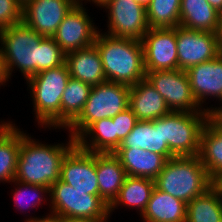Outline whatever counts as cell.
<instances>
[{
  "label": "cell",
  "instance_id": "cell-1",
  "mask_svg": "<svg viewBox=\"0 0 222 222\" xmlns=\"http://www.w3.org/2000/svg\"><path fill=\"white\" fill-rule=\"evenodd\" d=\"M69 142L54 145L42 144L21 131V146L14 180L48 188L59 180L65 155L76 145L69 135Z\"/></svg>",
  "mask_w": 222,
  "mask_h": 222
},
{
  "label": "cell",
  "instance_id": "cell-2",
  "mask_svg": "<svg viewBox=\"0 0 222 222\" xmlns=\"http://www.w3.org/2000/svg\"><path fill=\"white\" fill-rule=\"evenodd\" d=\"M94 44L107 81L133 86L146 78L140 40L113 37L99 31Z\"/></svg>",
  "mask_w": 222,
  "mask_h": 222
},
{
  "label": "cell",
  "instance_id": "cell-3",
  "mask_svg": "<svg viewBox=\"0 0 222 222\" xmlns=\"http://www.w3.org/2000/svg\"><path fill=\"white\" fill-rule=\"evenodd\" d=\"M154 181L158 190L186 204L215 184L199 156L170 158Z\"/></svg>",
  "mask_w": 222,
  "mask_h": 222
},
{
  "label": "cell",
  "instance_id": "cell-4",
  "mask_svg": "<svg viewBox=\"0 0 222 222\" xmlns=\"http://www.w3.org/2000/svg\"><path fill=\"white\" fill-rule=\"evenodd\" d=\"M70 77L65 63L26 80L29 84L36 121L41 127L61 128V97Z\"/></svg>",
  "mask_w": 222,
  "mask_h": 222
},
{
  "label": "cell",
  "instance_id": "cell-5",
  "mask_svg": "<svg viewBox=\"0 0 222 222\" xmlns=\"http://www.w3.org/2000/svg\"><path fill=\"white\" fill-rule=\"evenodd\" d=\"M130 86L106 81L92 86L79 116L66 128L77 140L94 122L115 117L129 107Z\"/></svg>",
  "mask_w": 222,
  "mask_h": 222
},
{
  "label": "cell",
  "instance_id": "cell-6",
  "mask_svg": "<svg viewBox=\"0 0 222 222\" xmlns=\"http://www.w3.org/2000/svg\"><path fill=\"white\" fill-rule=\"evenodd\" d=\"M43 38L23 22L0 30V48L8 79L16 68L25 80L37 74L39 43Z\"/></svg>",
  "mask_w": 222,
  "mask_h": 222
},
{
  "label": "cell",
  "instance_id": "cell-7",
  "mask_svg": "<svg viewBox=\"0 0 222 222\" xmlns=\"http://www.w3.org/2000/svg\"><path fill=\"white\" fill-rule=\"evenodd\" d=\"M210 117L207 111H171L162 117L163 142L175 157L198 156L201 132Z\"/></svg>",
  "mask_w": 222,
  "mask_h": 222
},
{
  "label": "cell",
  "instance_id": "cell-8",
  "mask_svg": "<svg viewBox=\"0 0 222 222\" xmlns=\"http://www.w3.org/2000/svg\"><path fill=\"white\" fill-rule=\"evenodd\" d=\"M49 197L50 214L60 219L108 220L110 217L109 206L100 196L77 190L61 180L51 186Z\"/></svg>",
  "mask_w": 222,
  "mask_h": 222
},
{
  "label": "cell",
  "instance_id": "cell-9",
  "mask_svg": "<svg viewBox=\"0 0 222 222\" xmlns=\"http://www.w3.org/2000/svg\"><path fill=\"white\" fill-rule=\"evenodd\" d=\"M146 79L164 98L170 111L200 112L201 109L193 95L186 71L165 70L146 72Z\"/></svg>",
  "mask_w": 222,
  "mask_h": 222
},
{
  "label": "cell",
  "instance_id": "cell-10",
  "mask_svg": "<svg viewBox=\"0 0 222 222\" xmlns=\"http://www.w3.org/2000/svg\"><path fill=\"white\" fill-rule=\"evenodd\" d=\"M101 8L108 12L105 34L141 40L149 30L146 8L134 0H110Z\"/></svg>",
  "mask_w": 222,
  "mask_h": 222
},
{
  "label": "cell",
  "instance_id": "cell-11",
  "mask_svg": "<svg viewBox=\"0 0 222 222\" xmlns=\"http://www.w3.org/2000/svg\"><path fill=\"white\" fill-rule=\"evenodd\" d=\"M178 69L212 60L222 53L216 33L176 27Z\"/></svg>",
  "mask_w": 222,
  "mask_h": 222
},
{
  "label": "cell",
  "instance_id": "cell-12",
  "mask_svg": "<svg viewBox=\"0 0 222 222\" xmlns=\"http://www.w3.org/2000/svg\"><path fill=\"white\" fill-rule=\"evenodd\" d=\"M140 41L146 72L178 69L176 27L149 28Z\"/></svg>",
  "mask_w": 222,
  "mask_h": 222
},
{
  "label": "cell",
  "instance_id": "cell-13",
  "mask_svg": "<svg viewBox=\"0 0 222 222\" xmlns=\"http://www.w3.org/2000/svg\"><path fill=\"white\" fill-rule=\"evenodd\" d=\"M82 3L71 9L52 37L66 54L93 45L99 32Z\"/></svg>",
  "mask_w": 222,
  "mask_h": 222
},
{
  "label": "cell",
  "instance_id": "cell-14",
  "mask_svg": "<svg viewBox=\"0 0 222 222\" xmlns=\"http://www.w3.org/2000/svg\"><path fill=\"white\" fill-rule=\"evenodd\" d=\"M77 3V0H30L23 6L22 22L44 37H53Z\"/></svg>",
  "mask_w": 222,
  "mask_h": 222
},
{
  "label": "cell",
  "instance_id": "cell-15",
  "mask_svg": "<svg viewBox=\"0 0 222 222\" xmlns=\"http://www.w3.org/2000/svg\"><path fill=\"white\" fill-rule=\"evenodd\" d=\"M59 180L77 190L99 196L96 153L85 151L76 144L62 161Z\"/></svg>",
  "mask_w": 222,
  "mask_h": 222
},
{
  "label": "cell",
  "instance_id": "cell-16",
  "mask_svg": "<svg viewBox=\"0 0 222 222\" xmlns=\"http://www.w3.org/2000/svg\"><path fill=\"white\" fill-rule=\"evenodd\" d=\"M195 100L201 109L209 98L222 103V53L216 58L190 67L186 70Z\"/></svg>",
  "mask_w": 222,
  "mask_h": 222
},
{
  "label": "cell",
  "instance_id": "cell-17",
  "mask_svg": "<svg viewBox=\"0 0 222 222\" xmlns=\"http://www.w3.org/2000/svg\"><path fill=\"white\" fill-rule=\"evenodd\" d=\"M129 107L137 120L153 121L170 113L164 98L145 78L130 86Z\"/></svg>",
  "mask_w": 222,
  "mask_h": 222
},
{
  "label": "cell",
  "instance_id": "cell-18",
  "mask_svg": "<svg viewBox=\"0 0 222 222\" xmlns=\"http://www.w3.org/2000/svg\"><path fill=\"white\" fill-rule=\"evenodd\" d=\"M65 63L70 76L91 86L107 81L103 64L95 44L66 54Z\"/></svg>",
  "mask_w": 222,
  "mask_h": 222
},
{
  "label": "cell",
  "instance_id": "cell-19",
  "mask_svg": "<svg viewBox=\"0 0 222 222\" xmlns=\"http://www.w3.org/2000/svg\"><path fill=\"white\" fill-rule=\"evenodd\" d=\"M141 148L163 155L167 160L175 157L163 142L162 117L153 121L138 120L134 128L121 142L118 149Z\"/></svg>",
  "mask_w": 222,
  "mask_h": 222
},
{
  "label": "cell",
  "instance_id": "cell-20",
  "mask_svg": "<svg viewBox=\"0 0 222 222\" xmlns=\"http://www.w3.org/2000/svg\"><path fill=\"white\" fill-rule=\"evenodd\" d=\"M199 158L215 183L222 181V126L211 116L202 129Z\"/></svg>",
  "mask_w": 222,
  "mask_h": 222
},
{
  "label": "cell",
  "instance_id": "cell-21",
  "mask_svg": "<svg viewBox=\"0 0 222 222\" xmlns=\"http://www.w3.org/2000/svg\"><path fill=\"white\" fill-rule=\"evenodd\" d=\"M99 196L110 206L117 198L126 172L114 153H96Z\"/></svg>",
  "mask_w": 222,
  "mask_h": 222
},
{
  "label": "cell",
  "instance_id": "cell-22",
  "mask_svg": "<svg viewBox=\"0 0 222 222\" xmlns=\"http://www.w3.org/2000/svg\"><path fill=\"white\" fill-rule=\"evenodd\" d=\"M114 154L119 158L127 176L153 180L163 170L167 161L163 155L141 148L117 149Z\"/></svg>",
  "mask_w": 222,
  "mask_h": 222
},
{
  "label": "cell",
  "instance_id": "cell-23",
  "mask_svg": "<svg viewBox=\"0 0 222 222\" xmlns=\"http://www.w3.org/2000/svg\"><path fill=\"white\" fill-rule=\"evenodd\" d=\"M186 213L185 202L155 187L140 216L143 222H186Z\"/></svg>",
  "mask_w": 222,
  "mask_h": 222
},
{
  "label": "cell",
  "instance_id": "cell-24",
  "mask_svg": "<svg viewBox=\"0 0 222 222\" xmlns=\"http://www.w3.org/2000/svg\"><path fill=\"white\" fill-rule=\"evenodd\" d=\"M21 146V129L15 123H0V183L14 180Z\"/></svg>",
  "mask_w": 222,
  "mask_h": 222
},
{
  "label": "cell",
  "instance_id": "cell-25",
  "mask_svg": "<svg viewBox=\"0 0 222 222\" xmlns=\"http://www.w3.org/2000/svg\"><path fill=\"white\" fill-rule=\"evenodd\" d=\"M219 12L207 0H181L179 26L216 33Z\"/></svg>",
  "mask_w": 222,
  "mask_h": 222
},
{
  "label": "cell",
  "instance_id": "cell-26",
  "mask_svg": "<svg viewBox=\"0 0 222 222\" xmlns=\"http://www.w3.org/2000/svg\"><path fill=\"white\" fill-rule=\"evenodd\" d=\"M186 222H222V185L215 183L187 203Z\"/></svg>",
  "mask_w": 222,
  "mask_h": 222
},
{
  "label": "cell",
  "instance_id": "cell-27",
  "mask_svg": "<svg viewBox=\"0 0 222 222\" xmlns=\"http://www.w3.org/2000/svg\"><path fill=\"white\" fill-rule=\"evenodd\" d=\"M155 188V181L145 177L126 176L117 198L109 206V214L118 206L135 207L141 215Z\"/></svg>",
  "mask_w": 222,
  "mask_h": 222
},
{
  "label": "cell",
  "instance_id": "cell-28",
  "mask_svg": "<svg viewBox=\"0 0 222 222\" xmlns=\"http://www.w3.org/2000/svg\"><path fill=\"white\" fill-rule=\"evenodd\" d=\"M76 144L88 152L114 153L116 151V128L112 118L94 122L76 140Z\"/></svg>",
  "mask_w": 222,
  "mask_h": 222
},
{
  "label": "cell",
  "instance_id": "cell-29",
  "mask_svg": "<svg viewBox=\"0 0 222 222\" xmlns=\"http://www.w3.org/2000/svg\"><path fill=\"white\" fill-rule=\"evenodd\" d=\"M91 89V85L70 77L61 97V129H66L79 116Z\"/></svg>",
  "mask_w": 222,
  "mask_h": 222
},
{
  "label": "cell",
  "instance_id": "cell-30",
  "mask_svg": "<svg viewBox=\"0 0 222 222\" xmlns=\"http://www.w3.org/2000/svg\"><path fill=\"white\" fill-rule=\"evenodd\" d=\"M181 0H151L146 7L149 28H173L180 24Z\"/></svg>",
  "mask_w": 222,
  "mask_h": 222
},
{
  "label": "cell",
  "instance_id": "cell-31",
  "mask_svg": "<svg viewBox=\"0 0 222 222\" xmlns=\"http://www.w3.org/2000/svg\"><path fill=\"white\" fill-rule=\"evenodd\" d=\"M12 183L19 186H17V188L15 187L16 190L13 191V198L16 207L20 208V211L22 209L26 210L28 207L29 210L32 209V207H38L44 200L46 201L45 196H50V188L48 187L19 182L17 180H13ZM28 198H30V200Z\"/></svg>",
  "mask_w": 222,
  "mask_h": 222
},
{
  "label": "cell",
  "instance_id": "cell-32",
  "mask_svg": "<svg viewBox=\"0 0 222 222\" xmlns=\"http://www.w3.org/2000/svg\"><path fill=\"white\" fill-rule=\"evenodd\" d=\"M66 61V53L52 37H44L39 43L37 74L52 68H57Z\"/></svg>",
  "mask_w": 222,
  "mask_h": 222
},
{
  "label": "cell",
  "instance_id": "cell-33",
  "mask_svg": "<svg viewBox=\"0 0 222 222\" xmlns=\"http://www.w3.org/2000/svg\"><path fill=\"white\" fill-rule=\"evenodd\" d=\"M22 9L18 0H0V30L21 23Z\"/></svg>",
  "mask_w": 222,
  "mask_h": 222
},
{
  "label": "cell",
  "instance_id": "cell-34",
  "mask_svg": "<svg viewBox=\"0 0 222 222\" xmlns=\"http://www.w3.org/2000/svg\"><path fill=\"white\" fill-rule=\"evenodd\" d=\"M112 120L116 128V150H117L121 142L131 132V130L134 128L138 120L130 107L126 108L121 113H118L115 117H112Z\"/></svg>",
  "mask_w": 222,
  "mask_h": 222
},
{
  "label": "cell",
  "instance_id": "cell-35",
  "mask_svg": "<svg viewBox=\"0 0 222 222\" xmlns=\"http://www.w3.org/2000/svg\"><path fill=\"white\" fill-rule=\"evenodd\" d=\"M25 222H61V219L59 217L48 214L46 215V217L42 216V218L33 216L31 218L26 219Z\"/></svg>",
  "mask_w": 222,
  "mask_h": 222
},
{
  "label": "cell",
  "instance_id": "cell-36",
  "mask_svg": "<svg viewBox=\"0 0 222 222\" xmlns=\"http://www.w3.org/2000/svg\"><path fill=\"white\" fill-rule=\"evenodd\" d=\"M206 111L222 126V107H207Z\"/></svg>",
  "mask_w": 222,
  "mask_h": 222
},
{
  "label": "cell",
  "instance_id": "cell-37",
  "mask_svg": "<svg viewBox=\"0 0 222 222\" xmlns=\"http://www.w3.org/2000/svg\"><path fill=\"white\" fill-rule=\"evenodd\" d=\"M8 80L7 73L4 66V59L2 50L0 48V86L5 84Z\"/></svg>",
  "mask_w": 222,
  "mask_h": 222
},
{
  "label": "cell",
  "instance_id": "cell-38",
  "mask_svg": "<svg viewBox=\"0 0 222 222\" xmlns=\"http://www.w3.org/2000/svg\"><path fill=\"white\" fill-rule=\"evenodd\" d=\"M108 220H94L89 218H64L61 222H107Z\"/></svg>",
  "mask_w": 222,
  "mask_h": 222
},
{
  "label": "cell",
  "instance_id": "cell-39",
  "mask_svg": "<svg viewBox=\"0 0 222 222\" xmlns=\"http://www.w3.org/2000/svg\"><path fill=\"white\" fill-rule=\"evenodd\" d=\"M216 35L219 41V45L222 51V10L219 12V17H218V29L216 31Z\"/></svg>",
  "mask_w": 222,
  "mask_h": 222
},
{
  "label": "cell",
  "instance_id": "cell-40",
  "mask_svg": "<svg viewBox=\"0 0 222 222\" xmlns=\"http://www.w3.org/2000/svg\"><path fill=\"white\" fill-rule=\"evenodd\" d=\"M207 2L218 12L222 10V0H207Z\"/></svg>",
  "mask_w": 222,
  "mask_h": 222
},
{
  "label": "cell",
  "instance_id": "cell-41",
  "mask_svg": "<svg viewBox=\"0 0 222 222\" xmlns=\"http://www.w3.org/2000/svg\"><path fill=\"white\" fill-rule=\"evenodd\" d=\"M81 1H85V3L86 1L91 2V0H80V2ZM108 1L110 0H92V2L95 3V5L100 6V7H103Z\"/></svg>",
  "mask_w": 222,
  "mask_h": 222
},
{
  "label": "cell",
  "instance_id": "cell-42",
  "mask_svg": "<svg viewBox=\"0 0 222 222\" xmlns=\"http://www.w3.org/2000/svg\"><path fill=\"white\" fill-rule=\"evenodd\" d=\"M134 1L141 4L142 6L146 8L149 5L151 0H134Z\"/></svg>",
  "mask_w": 222,
  "mask_h": 222
},
{
  "label": "cell",
  "instance_id": "cell-43",
  "mask_svg": "<svg viewBox=\"0 0 222 222\" xmlns=\"http://www.w3.org/2000/svg\"><path fill=\"white\" fill-rule=\"evenodd\" d=\"M28 1H30V0H18V2H19L22 6H24Z\"/></svg>",
  "mask_w": 222,
  "mask_h": 222
}]
</instances>
